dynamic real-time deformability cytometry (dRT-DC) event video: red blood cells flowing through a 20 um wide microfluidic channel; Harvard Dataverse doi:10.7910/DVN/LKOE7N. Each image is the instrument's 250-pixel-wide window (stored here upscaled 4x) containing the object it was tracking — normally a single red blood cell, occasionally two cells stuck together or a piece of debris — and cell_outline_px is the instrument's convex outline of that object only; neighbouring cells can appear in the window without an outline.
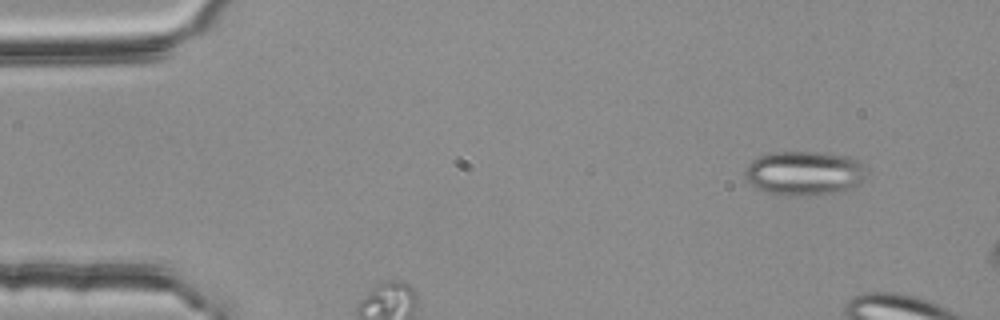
{"species": "common noctule bat (a hibernating species)", "species_latin": "Nyctalus noctula", "temperature_condition": "room temperature", "stored_images_in_passage": 9, "camera_frame_rate_fps": 3000, "um_per_image_px": 0.085, "animal": {"sex": "female", "body_mass_g": 25.1}, "frame": {"image": 1, "passage_image": 1, "time_ms": 0.0, "image_size_px": [1000, 320], "cell_outline_px": [[864, 180], [848, 188], [832, 192], [800, 196], [784, 196], [768, 192], [752, 184], [744, 176], [744, 172], [748, 164], [756, 156], [772, 152], [816, 152], [848, 156], [860, 160], [864, 168]], "centroid_in_image_um": [68.32, 14.7], "position_along_channel_um": 16.7, "area_um2": 31.04}}